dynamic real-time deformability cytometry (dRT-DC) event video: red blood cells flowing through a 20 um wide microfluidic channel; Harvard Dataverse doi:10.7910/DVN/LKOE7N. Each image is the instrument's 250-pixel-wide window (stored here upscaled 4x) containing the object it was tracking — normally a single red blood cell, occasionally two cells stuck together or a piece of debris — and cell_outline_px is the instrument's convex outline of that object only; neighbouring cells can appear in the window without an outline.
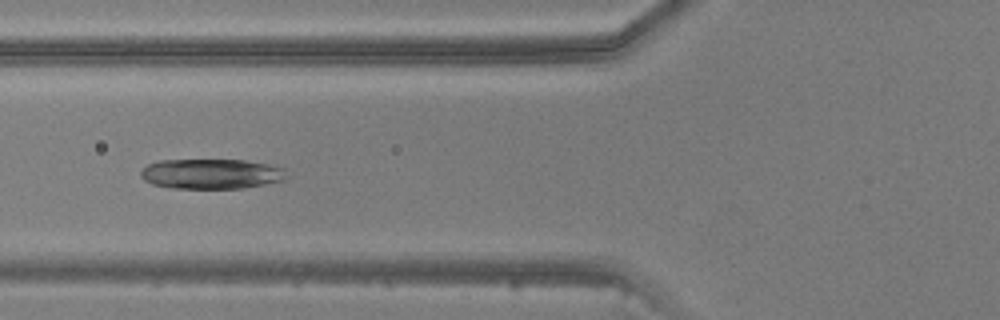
{"species": "common noctule bat (a hibernating species)", "species_latin": "Nyctalus noctula", "temperature_condition": "warm", "stored_images_in_passage": 3, "camera_frame_rate_fps": 3000, "um_per_image_px": 0.085, "animal": {"sex": "male", "body_mass_g": 20.5, "forearm_length_mm": 52.5}, "frame": {"image": 1, "passage_image": 3, "time_ms": 2.333, "image_size_px": [1000, 320], "cell_outline_px": [[288, 176], [284, 180], [244, 188], [172, 188], [152, 184], [144, 180], [140, 176], [140, 172], [148, 164], [160, 160], [244, 160], [268, 164], [284, 168]], "centroid_in_image_um": [17.96, 14.78], "position_along_channel_um": 107.8, "area_um2": 25.55}}